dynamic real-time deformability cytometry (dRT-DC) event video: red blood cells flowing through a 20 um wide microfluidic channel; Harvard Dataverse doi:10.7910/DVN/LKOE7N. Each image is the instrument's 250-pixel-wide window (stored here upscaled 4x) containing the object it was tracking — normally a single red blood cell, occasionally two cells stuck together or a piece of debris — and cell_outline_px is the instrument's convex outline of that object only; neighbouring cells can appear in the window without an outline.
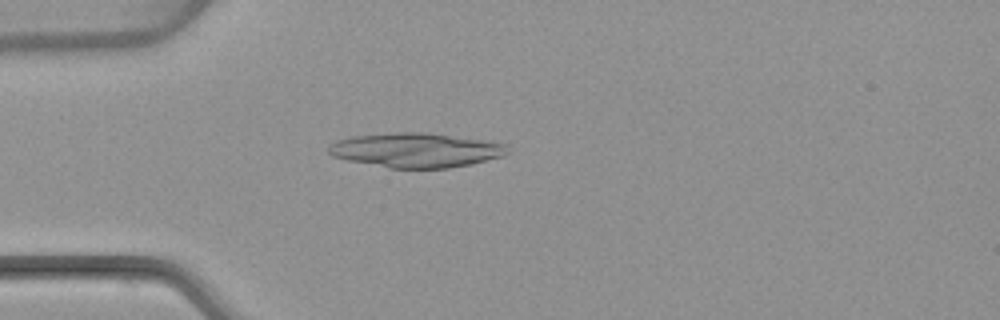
{"species": "common noctule bat (a hibernating species)", "species_latin": "Nyctalus noctula", "temperature_condition": "warm", "stored_images_in_passage": 52, "camera_frame_rate_fps": 3000, "um_per_image_px": 0.085, "animal": {"sex": "female", "body_mass_g": 22.7, "forearm_length_mm": 54.2}, "frame": {"image": 1, "passage_image": 14, "time_ms": 4.333, "image_size_px": [1000, 320], "cell_outline_px": [[508, 152], [504, 156], [472, 164], [448, 168], [388, 168], [348, 160], [332, 156], [328, 152], [328, 148], [332, 144], [340, 140], [352, 136], [392, 132], [424, 132], [488, 140], [504, 144]], "centroid_in_image_um": [35.38, 12.76], "position_along_channel_um": 49.6, "area_um2": 35.95}}
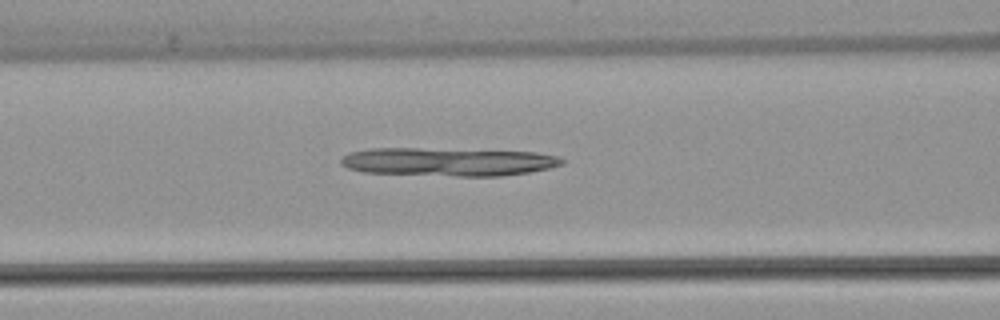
{"frame": {"image": 2, "passage_image": 21, "time_ms": 6.667, "image_size_px": [1000, 320], "cell_outline_px": [[564, 164], [548, 168], [528, 172], [500, 176], [456, 176], [364, 172], [348, 168], [340, 164], [340, 160], [348, 152], [368, 148], [420, 148], [536, 152], [556, 156], [564, 160]], "centroid_in_image_um": [38.05, 13.75], "position_along_channel_um": 128.6, "area_um2": 36.41}}
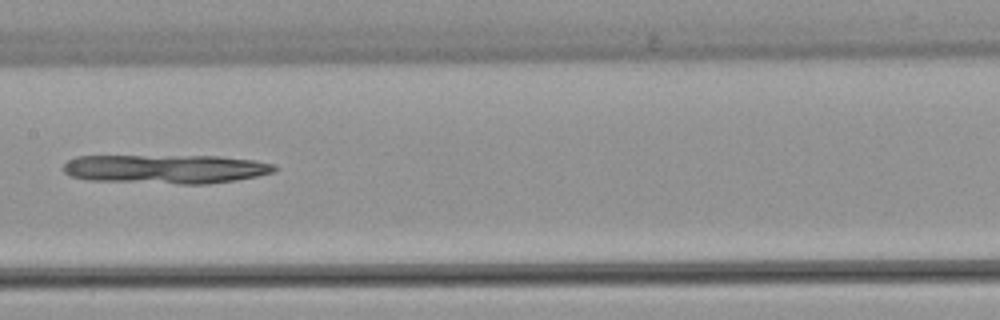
{"frame": {"image": 3, "passage_image": 26, "time_ms": 8.333, "image_size_px": [1000, 320], "cell_outline_px": [[276, 168], [272, 172], [256, 176], [236, 180], [208, 184], [180, 184], [88, 180], [68, 176], [64, 172], [64, 164], [68, 160], [76, 156], [220, 156], [252, 160], [276, 164]], "centroid_in_image_um": [14.06, 14.36], "position_along_channel_um": 193.3, "area_um2": 35.78}}